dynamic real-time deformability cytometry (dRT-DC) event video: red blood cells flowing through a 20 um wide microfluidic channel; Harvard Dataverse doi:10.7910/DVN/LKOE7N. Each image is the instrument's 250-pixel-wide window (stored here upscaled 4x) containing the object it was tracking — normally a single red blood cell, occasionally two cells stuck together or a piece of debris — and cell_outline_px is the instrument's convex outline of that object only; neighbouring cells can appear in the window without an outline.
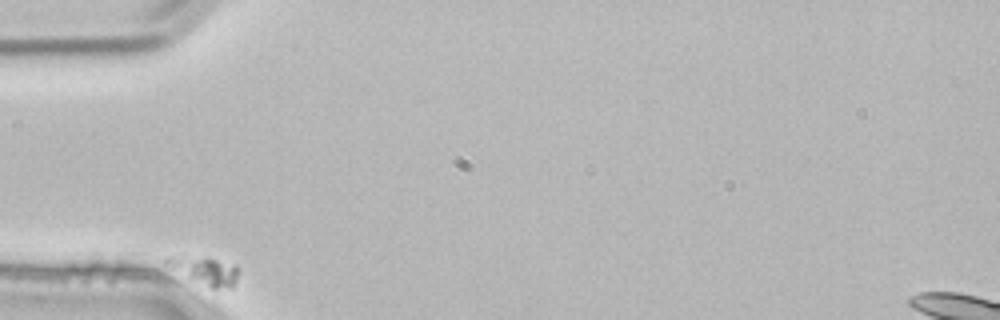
{"species": "common noctule bat (a hibernating species)", "species_latin": "Nyctalus noctula", "temperature_condition": "room temperature", "stored_images_in_passage": 2, "camera_frame_rate_fps": 3000, "um_per_image_px": 0.085, "animal": {"sex": "male", "body_mass_g": 21.5, "forearm_length_mm": 52.0}, "frame": {"image": 1, "passage_image": 1, "time_ms": 0.0, "image_size_px": [1000, 320], "cell_outline_px": [[240, 268], [236, 280], [232, 288], [212, 288], [164, 264], [164, 260], [168, 256], [172, 256], [216, 260], [236, 264]], "centroid_in_image_um": [17.5, 23.01], "position_along_channel_um": 67.5, "area_um2": 11.04}}
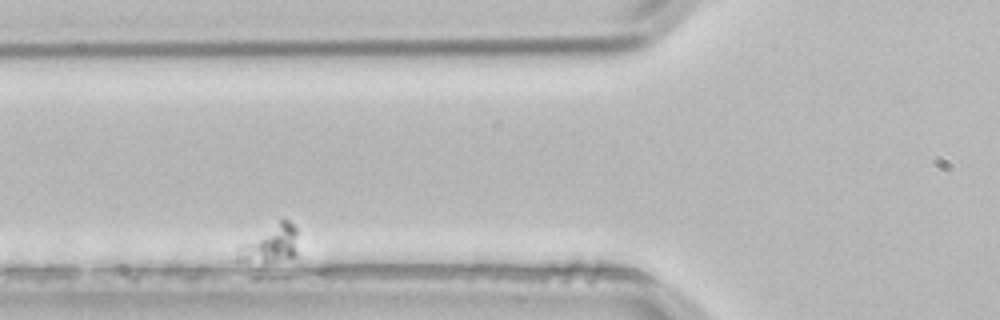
{"frame": {"image": 2, "passage_image": 2, "time_ms": 0.333, "image_size_px": [1000, 320], "cell_outline_px": [[296, 256], [272, 260], [236, 260], [236, 248], [240, 244], [280, 220], [288, 220], [296, 228]], "centroid_in_image_um": [22.96, 20.7], "position_along_channel_um": 102.8, "area_um2": 12.54}}